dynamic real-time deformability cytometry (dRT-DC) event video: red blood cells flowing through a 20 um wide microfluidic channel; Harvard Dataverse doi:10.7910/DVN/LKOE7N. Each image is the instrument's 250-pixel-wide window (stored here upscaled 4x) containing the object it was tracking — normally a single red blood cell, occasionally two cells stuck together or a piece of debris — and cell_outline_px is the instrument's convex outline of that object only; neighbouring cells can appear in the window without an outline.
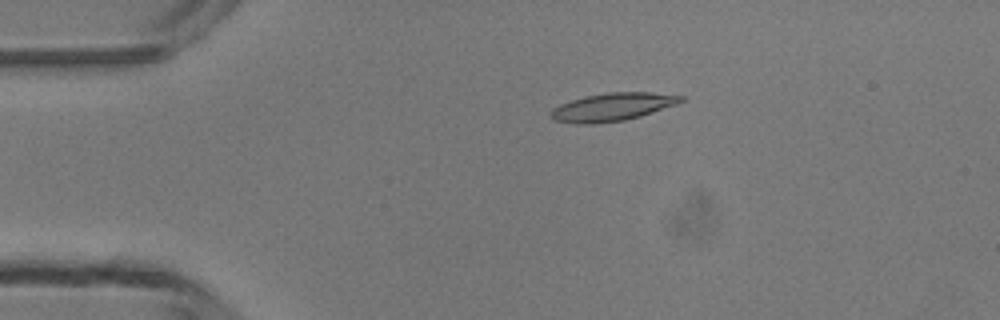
{"species": "common noctule bat (a hibernating species)", "species_latin": "Nyctalus noctula", "temperature_condition": "room temperature", "stored_images_in_passage": 4, "camera_frame_rate_fps": 3000, "um_per_image_px": 0.085, "animal": {"sex": "male", "body_mass_g": 13.3}, "frame": {"image": 1, "passage_image": 3, "time_ms": 3.0, "image_size_px": [1000, 320], "cell_outline_px": [[684, 100], [676, 104], [640, 116], [624, 120], [592, 124], [576, 124], [552, 120], [548, 116], [548, 112], [552, 108], [560, 104], [572, 100], [588, 96], [608, 92], [652, 92], [684, 96]], "centroid_in_image_um": [51.99, 9.1], "position_along_channel_um": 33.0, "area_um2": 21.21}}